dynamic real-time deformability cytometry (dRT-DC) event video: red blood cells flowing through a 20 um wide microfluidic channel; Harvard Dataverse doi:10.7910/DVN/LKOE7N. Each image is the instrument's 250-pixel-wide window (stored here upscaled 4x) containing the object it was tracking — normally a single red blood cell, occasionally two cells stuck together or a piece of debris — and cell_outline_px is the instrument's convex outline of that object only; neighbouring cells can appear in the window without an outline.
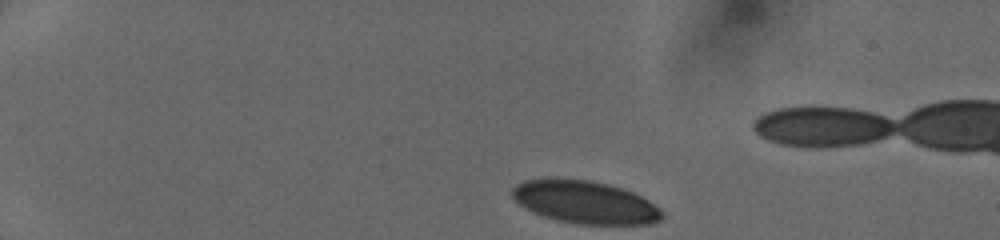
{"species": "human", "species_latin": "Homo sapiens", "temperature_condition": "cold", "stored_images_in_passage": 19, "camera_frame_rate_fps": 3000, "um_per_image_px": 0.085, "donor": {"sex": "female"}, "frame": {"image": 1, "passage_image": 1, "time_ms": 0.0, "image_size_px": [1000, 240], "cell_outline_px": [[664, 216], [660, 220], [652, 224], [576, 224], [556, 220], [544, 216], [520, 204], [512, 196], [512, 188], [516, 184], [524, 180], [548, 176], [556, 176], [592, 180], [608, 184], [632, 192], [648, 200], [660, 208], [664, 212]], "centroid_in_image_um": [49.72, 17.15], "position_along_channel_um": 35.3, "area_um2": 37.8}}
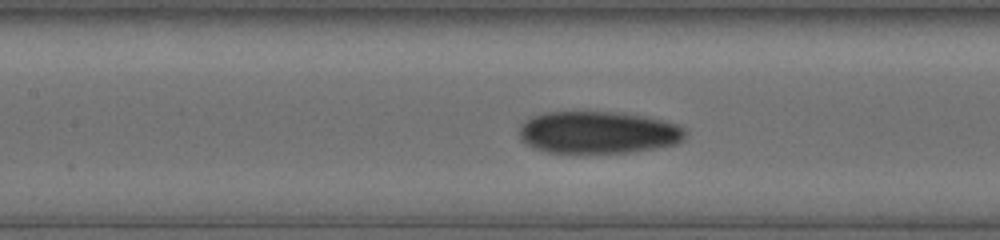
{"frame": {"image": 2, "passage_image": 16, "time_ms": 5.0, "image_size_px": [1000, 240], "cell_outline_px": [[688, 132], [684, 140], [676, 144], [656, 148], [632, 152], [548, 152], [532, 148], [520, 140], [520, 124], [528, 116], [544, 112], [624, 112], [644, 116], [676, 124], [684, 128]], "centroid_in_image_um": [50.82, 11.24], "position_along_channel_um": 156.6, "area_um2": 41.21}}
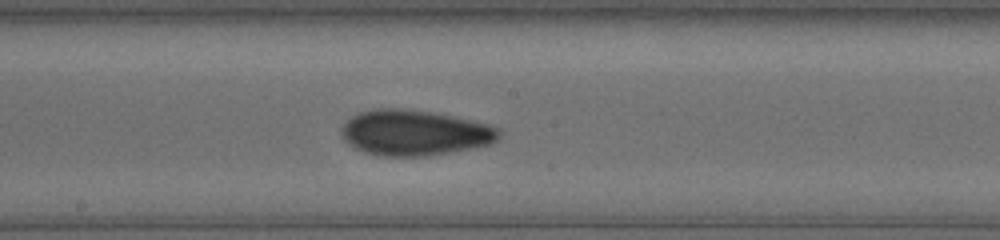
{"frame": {"image": 3, "passage_image": 19, "time_ms": 6.333, "image_size_px": [1000, 240], "cell_outline_px": [[500, 136], [492, 144], [452, 152], [428, 156], [380, 156], [364, 152], [348, 144], [340, 136], [340, 128], [352, 116], [360, 112], [376, 108], [396, 108], [428, 112], [488, 124], [500, 128]], "centroid_in_image_um": [35.2, 11.3], "position_along_channel_um": 213.0, "area_um2": 41.67}}